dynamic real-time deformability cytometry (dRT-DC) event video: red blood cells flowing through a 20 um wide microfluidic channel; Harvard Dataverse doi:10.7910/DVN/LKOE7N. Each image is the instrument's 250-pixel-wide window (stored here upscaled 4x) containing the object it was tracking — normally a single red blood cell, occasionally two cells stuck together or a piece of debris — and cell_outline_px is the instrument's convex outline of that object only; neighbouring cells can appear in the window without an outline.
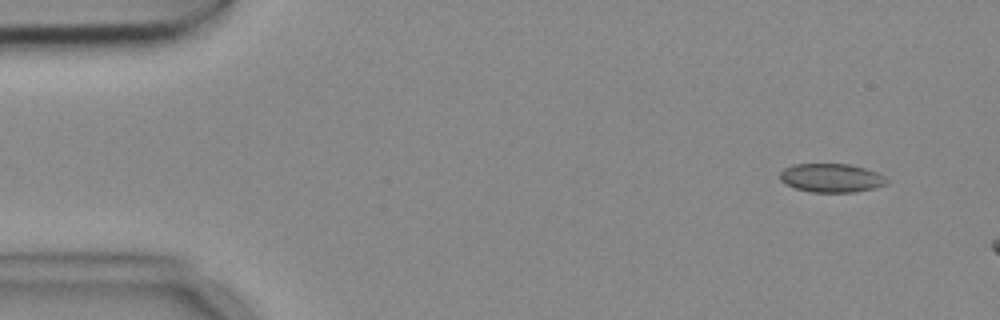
{"species": "common noctule bat (a hibernating species)", "species_latin": "Nyctalus noctula", "temperature_condition": "cold", "stored_images_in_passage": 3, "camera_frame_rate_fps": 3000, "um_per_image_px": 0.085, "animal": {"sex": "female", "body_mass_g": 18.4}, "frame": {"image": 1, "passage_image": 1, "time_ms": 0.0, "image_size_px": [1000, 320], "cell_outline_px": [[888, 184], [876, 188], [852, 192], [812, 192], [796, 188], [784, 184], [780, 180], [780, 172], [784, 168], [792, 164], [848, 164], [864, 168], [876, 172], [884, 176], [888, 180]], "centroid_in_image_um": [70.66, 15.12], "position_along_channel_um": 14.3, "area_um2": 17.92}}